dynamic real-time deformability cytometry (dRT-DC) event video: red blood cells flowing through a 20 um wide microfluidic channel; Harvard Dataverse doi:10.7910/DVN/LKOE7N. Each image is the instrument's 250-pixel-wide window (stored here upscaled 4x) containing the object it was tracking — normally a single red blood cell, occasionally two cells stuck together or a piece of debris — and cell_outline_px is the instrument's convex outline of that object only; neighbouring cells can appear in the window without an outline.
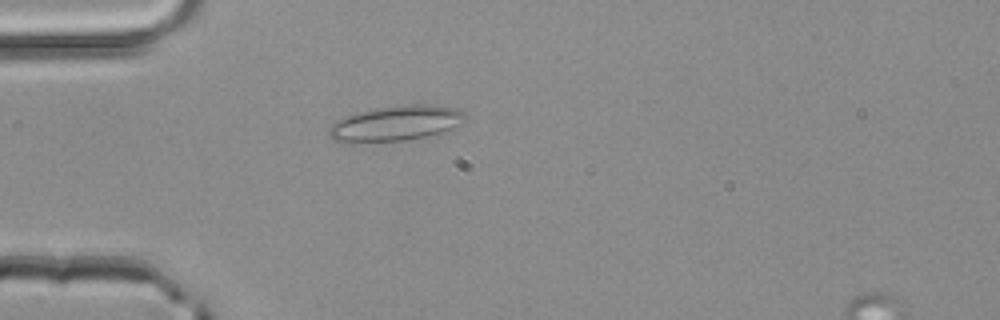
{"species": "common noctule bat (a hibernating species)", "species_latin": "Nyctalus noctula", "temperature_condition": "room temperature", "stored_images_in_passage": 3, "camera_frame_rate_fps": 3000, "um_per_image_px": 0.085, "animal": {"sex": "male", "body_mass_g": 20.4}, "frame": {"image": 1, "passage_image": 3, "time_ms": 0.667, "image_size_px": [1000, 320], "cell_outline_px": [[468, 116], [460, 124], [440, 132], [428, 136], [404, 140], [336, 140], [328, 136], [328, 128], [336, 120], [344, 116], [356, 112], [404, 104], [436, 104], [456, 108], [464, 112]], "centroid_in_image_um": [33.7, 10.43], "position_along_channel_um": 51.3, "area_um2": 27.4}}